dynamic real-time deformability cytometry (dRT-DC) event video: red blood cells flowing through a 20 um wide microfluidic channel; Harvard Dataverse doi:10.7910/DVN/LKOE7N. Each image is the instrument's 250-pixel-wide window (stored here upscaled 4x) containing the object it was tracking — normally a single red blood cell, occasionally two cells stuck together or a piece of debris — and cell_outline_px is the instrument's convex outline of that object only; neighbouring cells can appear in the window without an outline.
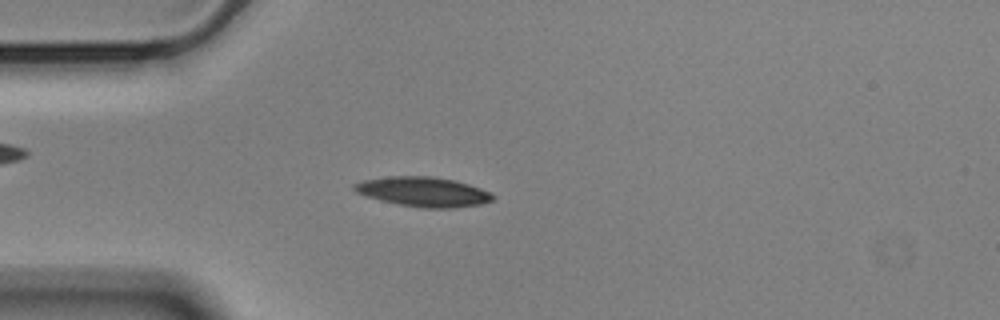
{"species": "Egyptian fruit bat (a non-hibernating species)", "species_latin": "Rousettus aegyptiacus", "temperature_condition": "cold", "stored_images_in_passage": 49, "camera_frame_rate_fps": 3000, "um_per_image_px": 0.085, "animal": {"sex": "male"}, "frame": {"image": 1, "passage_image": 8, "time_ms": 2.333, "image_size_px": [1000, 320], "cell_outline_px": [[496, 196], [492, 200], [480, 204], [452, 208], [420, 208], [380, 200], [356, 192], [352, 188], [352, 184], [364, 180], [388, 176], [432, 176], [452, 180], [468, 184], [492, 192]], "centroid_in_image_um": [35.99, 16.3], "position_along_channel_um": 49.0, "area_um2": 23.87}}
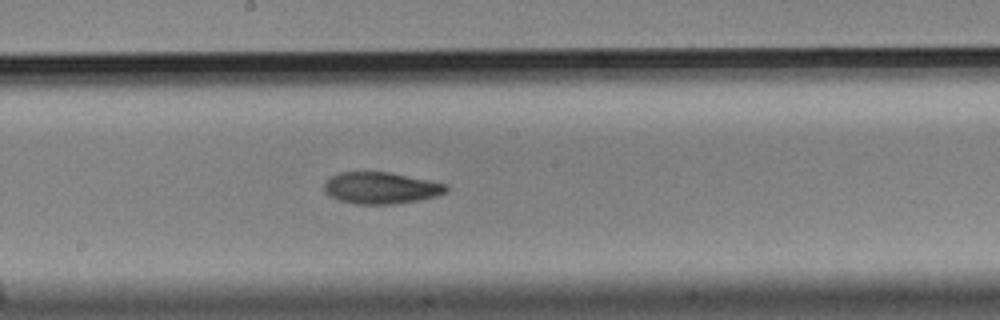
{"frame": {"image": 2, "passage_image": 23, "time_ms": 7.333, "image_size_px": [1000, 320], "cell_outline_px": [[448, 192], [436, 196], [420, 200], [396, 204], [356, 204], [336, 200], [328, 196], [324, 192], [324, 180], [340, 172], [388, 172], [448, 184]], "centroid_in_image_um": [32.35, 15.99], "position_along_channel_um": 215.8, "area_um2": 22.77}}
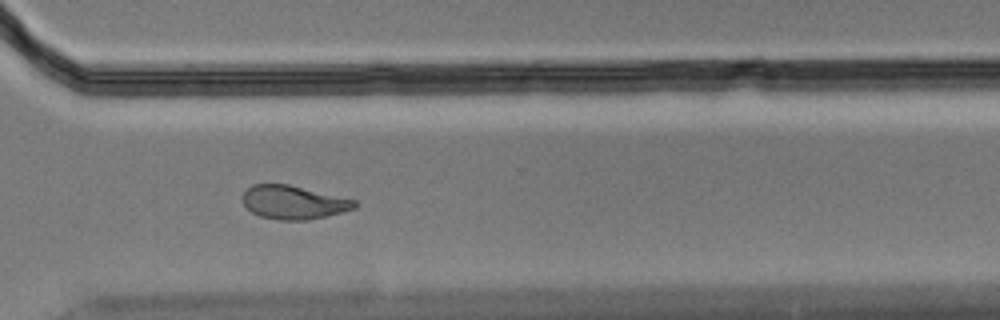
{"frame": {"image": 3, "passage_image": 34, "time_ms": 11.0, "image_size_px": [1000, 320], "cell_outline_px": [[356, 208], [308, 220], [276, 220], [260, 216], [252, 212], [244, 204], [240, 196], [252, 184], [288, 184], [356, 200]], "centroid_in_image_um": [24.91, 17.19], "position_along_channel_um": 345.7, "area_um2": 21.79}, "authors_computed_cell_mechanics": {"area_um2": 23.2356, "velocity_mm_per_s": 3.5495, "shape_relaxation_time_tau1_ms": 5.6229, "shape_relaxation_time_tau2_ms": 5.2455, "deformation_change_tau1": 0.1572, "deformation_change_tau2": 0.1206}}